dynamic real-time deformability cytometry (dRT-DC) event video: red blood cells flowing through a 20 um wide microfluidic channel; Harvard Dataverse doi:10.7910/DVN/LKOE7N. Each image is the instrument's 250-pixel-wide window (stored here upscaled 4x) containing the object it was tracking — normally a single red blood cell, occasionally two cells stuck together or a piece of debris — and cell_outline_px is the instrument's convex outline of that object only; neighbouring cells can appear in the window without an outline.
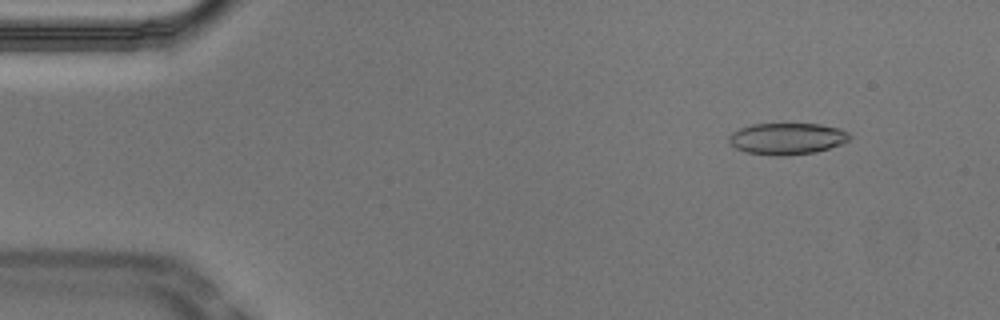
{"species": "Egyptian fruit bat (a non-hibernating species)", "species_latin": "Rousettus aegyptiacus", "temperature_condition": "cold", "stored_images_in_passage": 54, "camera_frame_rate_fps": 3000, "um_per_image_px": 0.085, "animal": {"sex": "male"}, "frame": {"image": 1, "passage_image": 6, "time_ms": 1.667, "image_size_px": [1000, 320], "cell_outline_px": [[852, 136], [848, 140], [840, 144], [816, 152], [784, 156], [772, 156], [744, 152], [736, 148], [728, 140], [728, 136], [732, 132], [740, 128], [752, 124], [820, 124], [840, 128], [848, 132]], "centroid_in_image_um": [66.89, 11.79], "position_along_channel_um": 18.1, "area_um2": 22.31}}
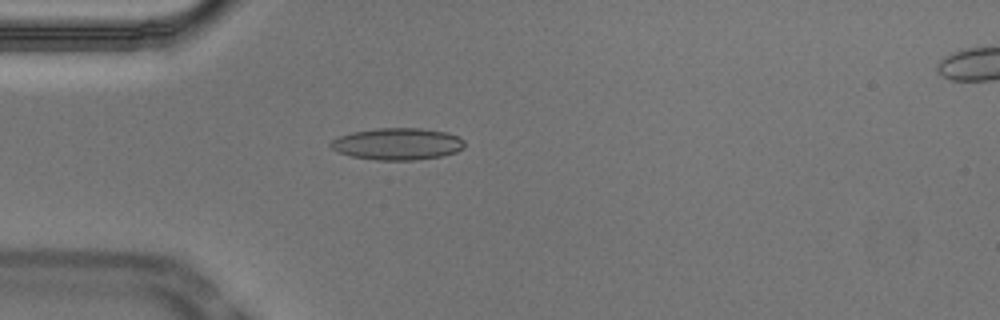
{"frame": {"image": 2, "passage_image": 15, "time_ms": 4.667, "image_size_px": [1000, 320], "cell_outline_px": [[464, 148], [456, 152], [444, 156], [412, 160], [376, 160], [352, 156], [340, 152], [332, 148], [328, 144], [332, 140], [340, 136], [352, 132], [376, 128], [420, 128], [448, 132], [464, 140]], "centroid_in_image_um": [33.81, 12.23], "position_along_channel_um": 51.2, "area_um2": 24.85}}
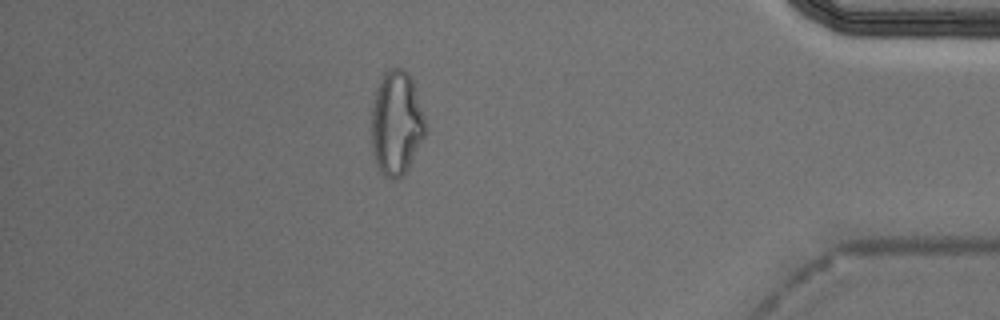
{"frame": {"image": 3, "passage_image": 47, "time_ms": 15.333, "image_size_px": [1000, 320], "cell_outline_px": [[428, 132], [408, 168], [396, 180], [392, 180], [384, 176], [376, 164], [372, 148], [372, 108], [376, 88], [384, 72], [388, 68], [404, 68], [408, 72], [412, 80]], "centroid_in_image_um": [33.69, 10.47], "position_along_channel_um": 401.5, "area_um2": 32.77}, "authors_computed_cell_mechanics": {"area_um2": 23.12, "velocity_mm_per_s": 3.7319, "shape_relaxation_time_tau1_ms": null, "shape_relaxation_time_tau2_ms": 3.9024, "deformation_change_tau1": null, "deformation_change_tau2": 0.1148}}